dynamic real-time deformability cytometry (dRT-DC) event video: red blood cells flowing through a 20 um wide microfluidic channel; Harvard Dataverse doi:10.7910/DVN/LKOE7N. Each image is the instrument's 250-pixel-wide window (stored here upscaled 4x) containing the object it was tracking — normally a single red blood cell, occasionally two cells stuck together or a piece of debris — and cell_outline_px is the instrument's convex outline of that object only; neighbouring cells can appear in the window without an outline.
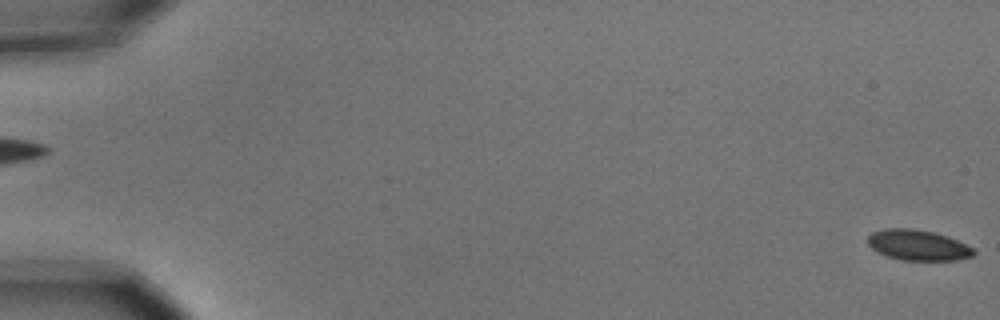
{"species": "common noctule bat (a hibernating species)", "species_latin": "Nyctalus noctula", "temperature_condition": "cold", "stored_images_in_passage": 3, "segment_of_instrument_passage": [2, 2], "camera_frame_rate_fps": 3000, "um_per_image_px": 0.085, "animal": {"sex": "male", "body_mass_g": 15.6}, "frame": {"image": 1, "passage_image": 3, "time_ms": 0.667, "image_size_px": [1000, 320], "cell_outline_px": [[976, 252], [972, 256], [956, 260], [900, 260], [876, 252], [868, 244], [868, 236], [872, 232], [884, 228], [912, 228], [932, 232], [948, 236], [972, 248]], "centroid_in_image_um": [77.99, 20.83], "position_along_channel_um": 7.0, "area_um2": 18.79}}